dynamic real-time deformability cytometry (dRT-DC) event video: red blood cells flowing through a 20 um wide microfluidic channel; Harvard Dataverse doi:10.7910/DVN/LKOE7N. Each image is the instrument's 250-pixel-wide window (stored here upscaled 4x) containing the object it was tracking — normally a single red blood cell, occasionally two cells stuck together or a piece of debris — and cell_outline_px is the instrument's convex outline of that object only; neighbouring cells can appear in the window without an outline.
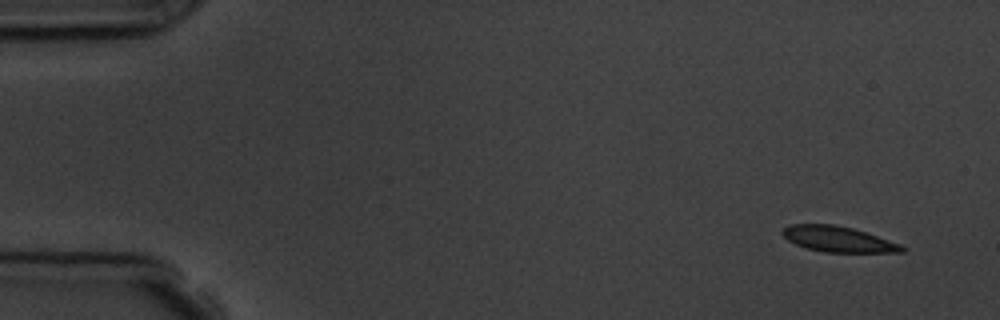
{"species": "common noctule bat (a hibernating species)", "species_latin": "Nyctalus noctula", "temperature_condition": "room temperature", "stored_images_in_passage": 6, "camera_frame_rate_fps": 3000, "um_per_image_px": 0.085, "animal": {"sex": "male", "body_mass_g": 19.5, "forearm_length_mm": 54.6}, "frame": {"image": 1, "passage_image": 1, "time_ms": 0.0, "image_size_px": [1000, 320], "cell_outline_px": [[908, 248], [904, 252], [824, 252], [808, 248], [796, 244], [788, 240], [780, 232], [784, 228], [792, 224], [832, 224], [852, 228], [900, 244]], "centroid_in_image_um": [71.24, 20.33], "position_along_channel_um": 13.8, "area_um2": 17.57}}
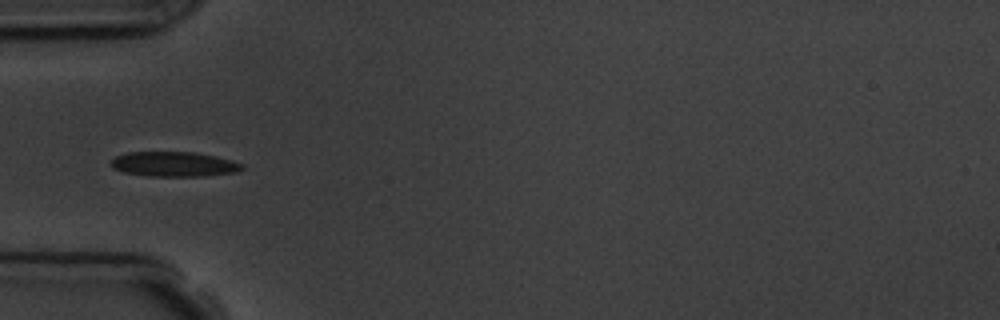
{"frame": {"image": 2, "passage_image": 5, "time_ms": 4.667, "image_size_px": [1000, 320], "cell_outline_px": [[244, 168], [240, 172], [204, 176], [148, 176], [124, 172], [112, 168], [112, 160], [116, 156], [128, 152], [196, 152], [216, 156], [232, 160], [244, 164]], "centroid_in_image_um": [14.85, 13.95], "position_along_channel_um": 70.1, "area_um2": 19.13}}